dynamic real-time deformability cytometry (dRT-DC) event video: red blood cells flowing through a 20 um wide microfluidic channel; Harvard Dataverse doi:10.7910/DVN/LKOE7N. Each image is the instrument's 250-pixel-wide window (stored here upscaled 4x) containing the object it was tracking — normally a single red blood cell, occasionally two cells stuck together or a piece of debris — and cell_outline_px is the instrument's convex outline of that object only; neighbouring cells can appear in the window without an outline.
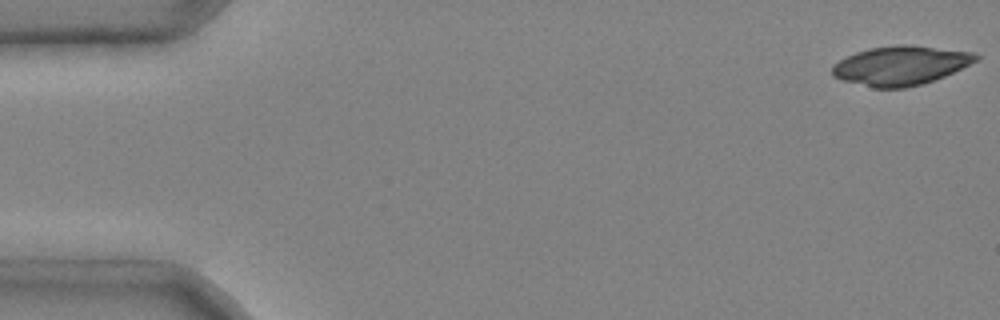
{"species": "common noctule bat (a hibernating species)", "species_latin": "Nyctalus noctula", "temperature_condition": "cold", "stored_images_in_passage": 4, "camera_frame_rate_fps": 3000, "um_per_image_px": 0.085, "animal": {"sex": "male", "body_mass_g": 20.4}, "frame": {"image": 1, "passage_image": 1, "time_ms": 0.0, "image_size_px": [1000, 320], "cell_outline_px": [[980, 56], [976, 60], [944, 76], [920, 84], [904, 88], [872, 88], [844, 80], [832, 76], [832, 64], [856, 52], [868, 48], [896, 44], [908, 44], [972, 52]], "centroid_in_image_um": [76.5, 5.56], "position_along_channel_um": 8.5, "area_um2": 32.48}}